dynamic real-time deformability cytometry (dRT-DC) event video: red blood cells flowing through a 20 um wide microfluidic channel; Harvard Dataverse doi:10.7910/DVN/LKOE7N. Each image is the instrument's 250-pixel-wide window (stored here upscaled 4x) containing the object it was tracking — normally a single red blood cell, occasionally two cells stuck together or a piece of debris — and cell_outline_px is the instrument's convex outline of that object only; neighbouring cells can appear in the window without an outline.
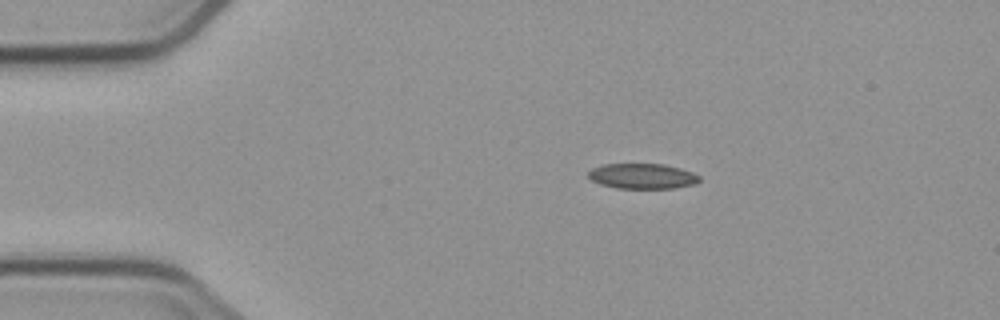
{"species": "common noctule bat (a hibernating species)", "species_latin": "Nyctalus noctula", "temperature_condition": "cold", "stored_images_in_passage": 5, "camera_frame_rate_fps": 3000, "um_per_image_px": 0.085, "animal": {"sex": "male", "body_mass_g": 23.1, "forearm_length_mm": 52.7}, "frame": {"image": 1, "passage_image": 1, "time_ms": 0.0, "image_size_px": [1000, 320], "cell_outline_px": [[700, 180], [696, 184], [672, 188], [616, 188], [600, 184], [592, 180], [588, 176], [588, 172], [592, 168], [604, 164], [664, 164], [680, 168], [692, 172], [700, 176]], "centroid_in_image_um": [54.61, 14.97], "position_along_channel_um": 30.4, "area_um2": 16.36}}
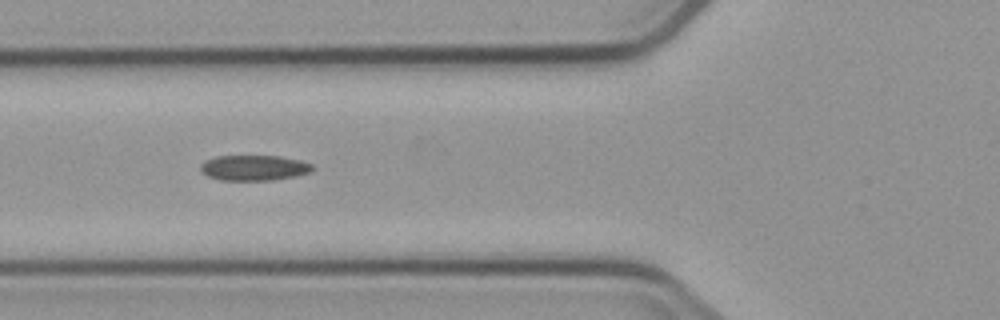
{"frame": {"image": 2, "passage_image": 4, "time_ms": 3.333, "image_size_px": [1000, 320], "cell_outline_px": [[312, 168], [308, 172], [292, 176], [272, 180], [220, 180], [208, 176], [200, 168], [200, 164], [216, 156], [280, 156], [300, 160], [312, 164]], "centroid_in_image_um": [21.57, 14.26], "position_along_channel_um": 104.2, "area_um2": 16.24}}
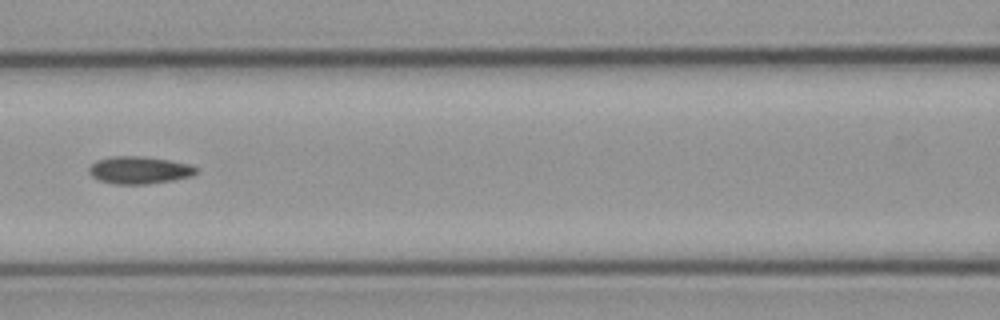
{"frame": {"image": 3, "passage_image": 5, "time_ms": 4.667, "image_size_px": [1000, 320], "cell_outline_px": [[200, 168], [192, 176], [172, 180], [148, 184], [112, 184], [100, 180], [92, 176], [88, 172], [88, 168], [96, 160], [112, 156], [140, 156], [168, 160], [192, 164]], "centroid_in_image_um": [11.85, 14.46], "position_along_channel_um": 154.7, "area_um2": 17.22}}